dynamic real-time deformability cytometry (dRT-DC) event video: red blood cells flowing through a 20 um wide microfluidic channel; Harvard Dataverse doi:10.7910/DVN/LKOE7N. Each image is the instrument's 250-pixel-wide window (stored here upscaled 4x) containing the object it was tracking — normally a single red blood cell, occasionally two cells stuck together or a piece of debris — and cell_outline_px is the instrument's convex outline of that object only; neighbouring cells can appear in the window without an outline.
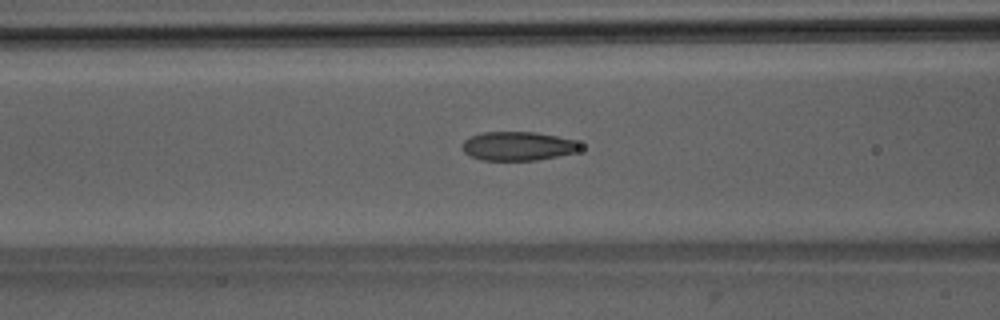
{"species": "Egyptian fruit bat (a non-hibernating species)", "species_latin": "Rousettus aegyptiacus", "temperature_condition": "room temperature", "stored_images_in_passage": 50, "camera_frame_rate_fps": 3000, "um_per_image_px": 0.085, "animal": {"sex": "male"}, "frame": {"image": 1, "passage_image": 21, "time_ms": 6.667, "image_size_px": [1000, 320], "cell_outline_px": [[580, 148], [576, 152], [536, 160], [480, 160], [464, 152], [460, 148], [464, 140], [480, 132], [536, 132], [576, 140], [580, 144]], "centroid_in_image_um": [43.99, 12.41], "position_along_channel_um": 122.6, "area_um2": 19.83}}
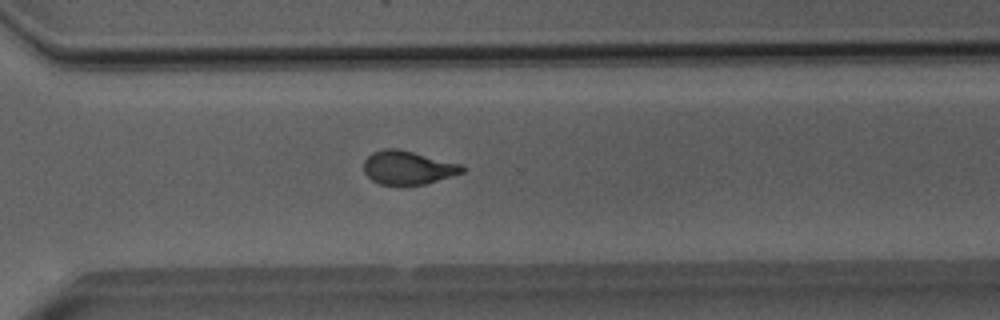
{"frame": {"image": 2, "passage_image": 37, "time_ms": 12.0, "image_size_px": [1000, 320], "cell_outline_px": [[464, 172], [424, 184], [380, 184], [372, 180], [364, 172], [364, 160], [372, 152], [384, 148], [396, 148], [464, 164]], "centroid_in_image_um": [34.67, 14.23], "position_along_channel_um": 335.9, "area_um2": 19.13}}
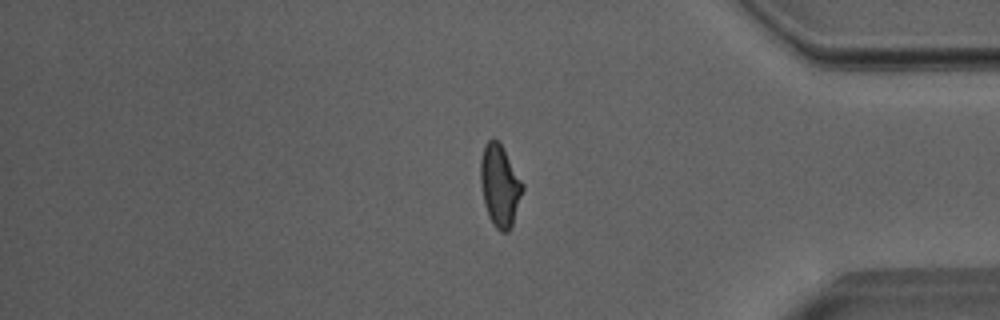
{"frame": {"image": 3, "passage_image": 43, "time_ms": 14.0, "image_size_px": [1000, 320], "cell_outline_px": [[524, 188], [512, 224], [508, 232], [500, 232], [492, 224], [488, 216], [484, 204], [480, 184], [480, 160], [484, 144], [492, 136], [504, 148], [524, 184]], "centroid_in_image_um": [42.47, 15.76], "position_along_channel_um": 392.7, "area_um2": 20.29}}